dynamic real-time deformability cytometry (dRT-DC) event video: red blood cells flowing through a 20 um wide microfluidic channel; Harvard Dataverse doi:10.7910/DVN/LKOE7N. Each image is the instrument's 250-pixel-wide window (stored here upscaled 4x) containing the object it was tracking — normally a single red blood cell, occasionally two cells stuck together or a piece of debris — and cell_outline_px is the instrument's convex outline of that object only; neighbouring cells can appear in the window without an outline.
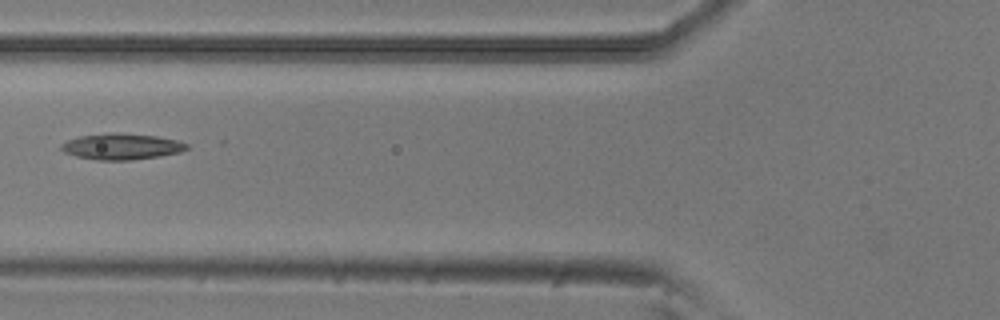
{"species": "common noctule bat (a hibernating species)", "species_latin": "Nyctalus noctula", "temperature_condition": "room temperature", "stored_images_in_passage": 6, "camera_frame_rate_fps": 3000, "um_per_image_px": 0.085, "animal": {"sex": "male", "body_mass_g": 20.5, "forearm_length_mm": 52.5}, "frame": {"image": 1, "passage_image": 6, "time_ms": 1.667, "image_size_px": [1000, 320], "cell_outline_px": [[188, 148], [180, 152], [160, 156], [128, 160], [96, 160], [76, 156], [64, 152], [60, 148], [60, 144], [68, 140], [80, 136], [112, 132], [124, 132], [156, 136], [176, 140], [188, 144]], "centroid_in_image_um": [10.32, 12.44], "position_along_channel_um": 115.5, "area_um2": 19.13}}